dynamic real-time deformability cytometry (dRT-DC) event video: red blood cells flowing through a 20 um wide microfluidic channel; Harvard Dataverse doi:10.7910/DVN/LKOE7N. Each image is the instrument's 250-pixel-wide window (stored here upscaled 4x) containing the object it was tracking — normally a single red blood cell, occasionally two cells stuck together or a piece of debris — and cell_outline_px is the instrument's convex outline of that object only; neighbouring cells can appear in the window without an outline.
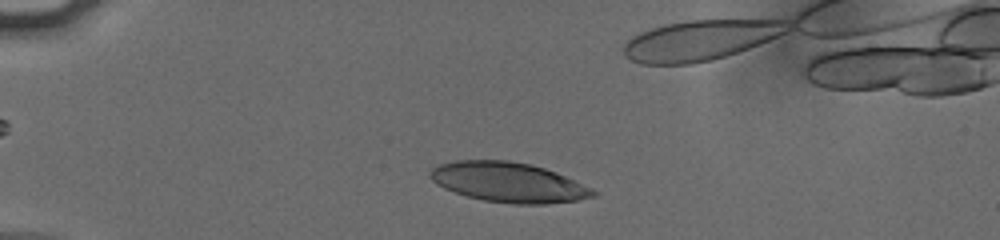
{"species": "human", "species_latin": "Homo sapiens", "temperature_condition": "cold", "stored_images_in_passage": 39, "camera_frame_rate_fps": 3000, "um_per_image_px": 0.085, "donor": {"sex": "male"}, "frame": {"image": 1, "passage_image": 6, "time_ms": 1.667, "image_size_px": [1000, 240], "cell_outline_px": [[600, 192], [596, 196], [576, 200], [544, 204], [512, 204], [484, 200], [468, 196], [444, 188], [436, 184], [428, 176], [432, 168], [440, 164], [456, 160], [508, 160], [528, 164], [544, 168], [556, 172], [592, 188]], "centroid_in_image_um": [43.23, 15.49], "position_along_channel_um": 41.8, "area_um2": 37.74}}
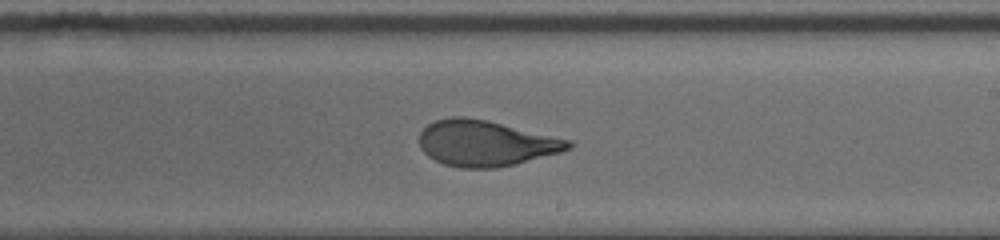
{"frame": {"image": 2, "passage_image": 26, "time_ms": 8.333, "image_size_px": [1000, 240], "cell_outline_px": [[576, 144], [572, 148], [560, 152], [516, 164], [496, 168], [460, 168], [444, 164], [428, 156], [420, 148], [420, 132], [428, 124], [436, 120], [452, 116], [464, 116], [488, 120], [572, 140]], "centroid_in_image_um": [41.31, 12.17], "position_along_channel_um": 247.7, "area_um2": 40.0}}
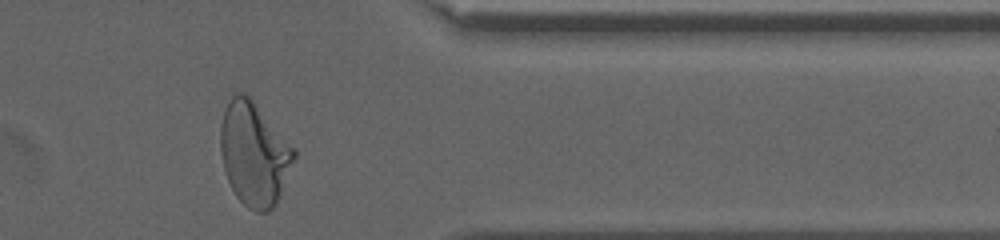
{"frame": {"image": 3, "passage_image": 38, "time_ms": 12.333, "image_size_px": [1000, 240], "cell_outline_px": [[296, 156], [280, 196], [276, 204], [268, 212], [256, 212], [248, 208], [236, 196], [224, 172], [220, 152], [220, 128], [224, 112], [228, 100], [236, 92], [240, 92], [248, 96], [252, 100], [296, 148]], "centroid_in_image_um": [21.6, 13.1], "position_along_channel_um": 389.8, "area_um2": 44.39}, "authors_computed_cell_mechanics": {"area_um2": 39.5352, "velocity_mm_per_s": 3.8002, "shape_relaxation_time_tau1_ms": 5.6959, "shape_relaxation_time_tau2_ms": 0.9263, "deformation_change_tau1": 0.2333, "deformation_change_tau2": 0.0863}}